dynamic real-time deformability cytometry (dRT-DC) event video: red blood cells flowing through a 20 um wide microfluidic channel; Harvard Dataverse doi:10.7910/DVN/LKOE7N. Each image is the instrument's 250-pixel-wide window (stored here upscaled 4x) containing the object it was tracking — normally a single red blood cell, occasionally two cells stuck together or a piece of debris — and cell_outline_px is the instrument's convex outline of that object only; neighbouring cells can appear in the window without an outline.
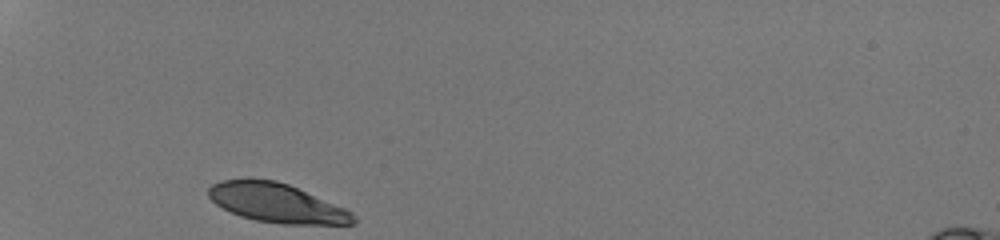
{"species": "human", "species_latin": "Homo sapiens", "temperature_condition": "room temperature", "stored_images_in_passage": 27, "camera_frame_rate_fps": 3000, "um_per_image_px": 0.085, "donor": {"sex": "male"}, "frame": {"image": 1, "passage_image": 1, "time_ms": 0.0, "image_size_px": [1000, 240], "cell_outline_px": [[356, 224], [284, 224], [256, 220], [240, 216], [216, 204], [208, 196], [208, 188], [212, 184], [220, 180], [248, 176], [276, 180], [288, 184], [344, 208], [352, 212], [356, 216]], "centroid_in_image_um": [23.47, 17.22], "position_along_channel_um": 61.5, "area_um2": 33.29}}
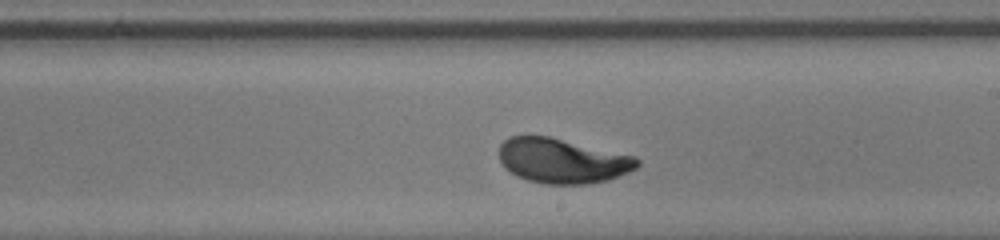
{"frame": {"image": 2, "passage_image": 16, "time_ms": 5.0, "image_size_px": [1000, 240], "cell_outline_px": [[640, 164], [636, 168], [628, 172], [608, 180], [588, 184], [544, 184], [528, 180], [516, 176], [504, 168], [500, 160], [500, 144], [508, 136], [548, 136], [636, 156], [640, 160]], "centroid_in_image_um": [47.8, 13.67], "position_along_channel_um": 241.2, "area_um2": 36.18}}
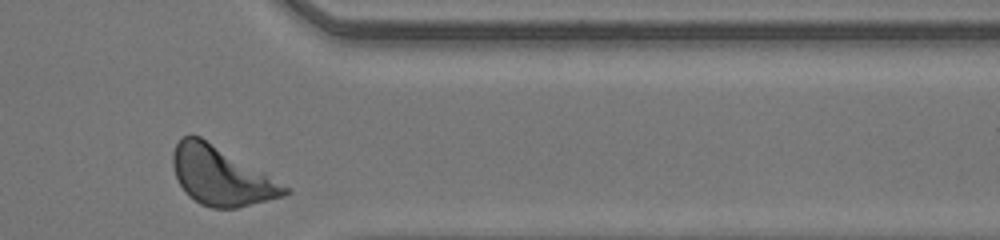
{"frame": {"image": 3, "passage_image": 27, "time_ms": 8.667, "image_size_px": [1000, 240], "cell_outline_px": [[292, 192], [284, 196], [236, 208], [212, 208], [200, 204], [188, 196], [184, 192], [176, 176], [172, 164], [172, 152], [180, 136], [200, 136], [264, 172], [288, 188]], "centroid_in_image_um": [18.76, 14.96], "position_along_channel_um": 392.6, "area_um2": 37.8}, "authors_computed_cell_mechanics": {"area_um2": 35.7204, "velocity_mm_per_s": 4.1805, "shape_relaxation_time_tau1_ms": 1.9841, "shape_relaxation_time_tau2_ms": null, "deformation_change_tau1": 0.1199, "deformation_change_tau2": null}}